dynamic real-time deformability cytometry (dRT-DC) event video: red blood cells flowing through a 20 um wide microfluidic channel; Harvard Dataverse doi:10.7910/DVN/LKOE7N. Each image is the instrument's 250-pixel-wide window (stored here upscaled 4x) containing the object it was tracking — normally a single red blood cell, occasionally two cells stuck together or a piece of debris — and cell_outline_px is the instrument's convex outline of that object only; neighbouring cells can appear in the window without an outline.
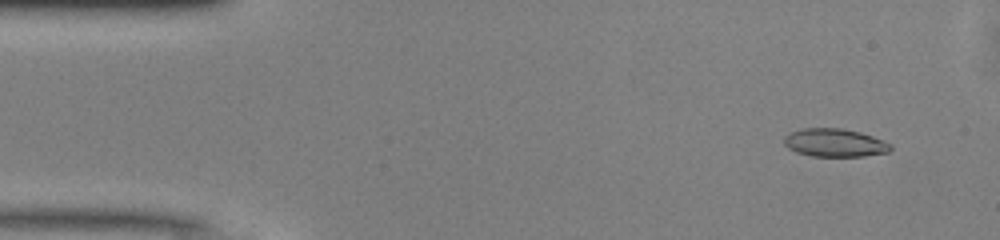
{"species": "common noctule bat (a hibernating species)", "species_latin": "Nyctalus noctula", "temperature_condition": "warm", "stored_images_in_passage": 13, "camera_frame_rate_fps": 3000, "um_per_image_px": 0.085, "animal": {"sex": "male", "body_mass_g": 13.0, "forearm_length_mm": 53.1}, "frame": {"image": 1, "passage_image": 4, "time_ms": 1.0, "image_size_px": [1000, 240], "cell_outline_px": [[892, 148], [888, 152], [864, 156], [812, 156], [796, 152], [788, 148], [784, 144], [784, 136], [800, 128], [844, 128], [860, 132], [872, 136], [892, 144]], "centroid_in_image_um": [70.95, 12.13], "position_along_channel_um": 14.1, "area_um2": 17.51}}